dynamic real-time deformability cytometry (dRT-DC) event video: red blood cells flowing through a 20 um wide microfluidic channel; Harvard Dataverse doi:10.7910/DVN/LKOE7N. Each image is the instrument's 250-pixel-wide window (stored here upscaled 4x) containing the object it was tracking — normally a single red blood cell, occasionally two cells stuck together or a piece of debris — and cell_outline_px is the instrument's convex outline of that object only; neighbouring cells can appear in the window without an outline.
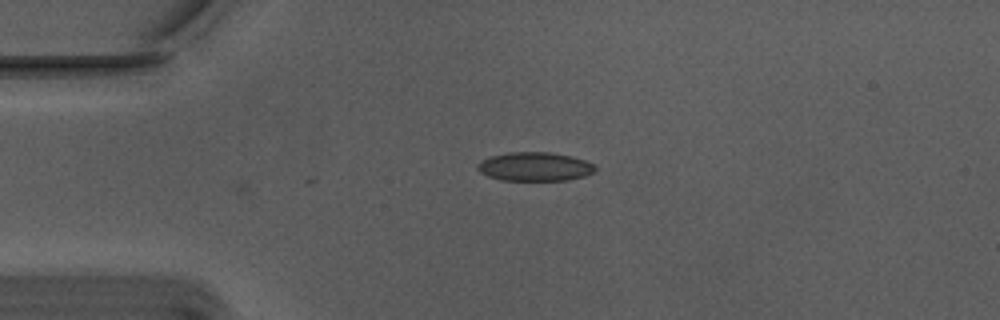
{"species": "Egyptian fruit bat (a non-hibernating species)", "species_latin": "Rousettus aegyptiacus", "temperature_condition": "warm", "stored_images_in_passage": 8, "camera_frame_rate_fps": 3000, "um_per_image_px": 0.085, "animal": {"sex": "male"}, "frame": {"image": 1, "passage_image": 1, "time_ms": 0.0, "image_size_px": [1000, 320], "cell_outline_px": [[596, 168], [592, 172], [584, 176], [568, 180], [500, 180], [488, 176], [480, 172], [476, 168], [476, 164], [480, 160], [488, 156], [508, 152], [548, 152], [572, 156], [596, 164]], "centroid_in_image_um": [45.41, 14.15], "position_along_channel_um": 39.6, "area_um2": 19.94}}
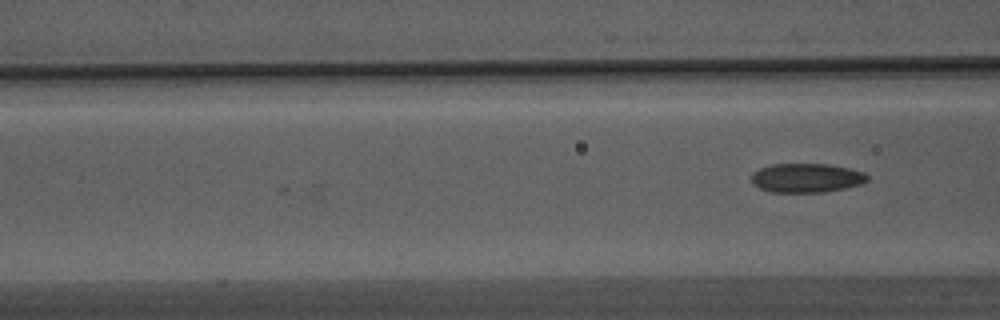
{"frame": {"image": 2, "passage_image": 8, "time_ms": 2.333, "image_size_px": [1000, 320], "cell_outline_px": [[868, 180], [860, 184], [844, 188], [824, 192], [772, 192], [760, 188], [752, 184], [752, 172], [760, 168], [772, 164], [828, 164], [848, 168], [864, 172], [868, 176]], "centroid_in_image_um": [68.53, 15.12], "position_along_channel_um": 98.1, "area_um2": 19.59}}